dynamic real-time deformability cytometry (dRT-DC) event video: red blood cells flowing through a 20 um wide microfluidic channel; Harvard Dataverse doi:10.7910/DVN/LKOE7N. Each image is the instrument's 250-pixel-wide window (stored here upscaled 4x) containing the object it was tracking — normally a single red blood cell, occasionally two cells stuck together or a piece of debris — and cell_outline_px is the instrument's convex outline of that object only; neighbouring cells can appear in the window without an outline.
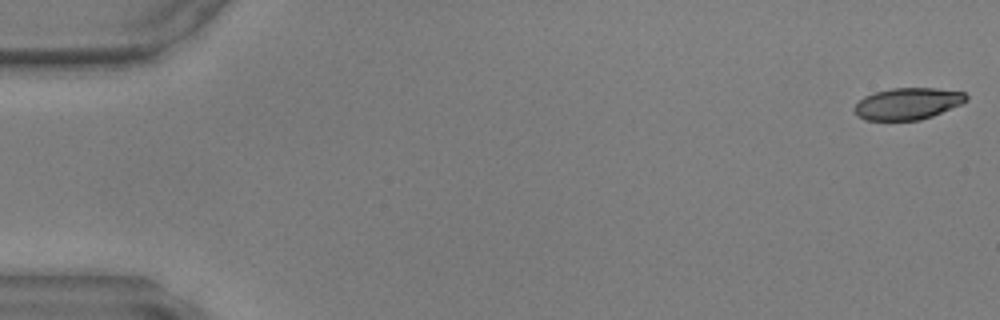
{"species": "common noctule bat (a hibernating species)", "species_latin": "Nyctalus noctula", "temperature_condition": "warm", "stored_images_in_passage": 48, "camera_frame_rate_fps": 3000, "um_per_image_px": 0.085, "animal": {"sex": "male", "body_mass_g": 17.9, "forearm_length_mm": 54.2}, "frame": {"image": 1, "passage_image": 1, "time_ms": 0.0, "image_size_px": [1000, 320], "cell_outline_px": [[968, 100], [960, 104], [932, 116], [920, 120], [864, 120], [852, 108], [864, 96], [876, 92], [892, 88], [936, 88], [964, 92], [968, 96]], "centroid_in_image_um": [77.16, 8.81], "position_along_channel_um": 7.8, "area_um2": 20.52}}
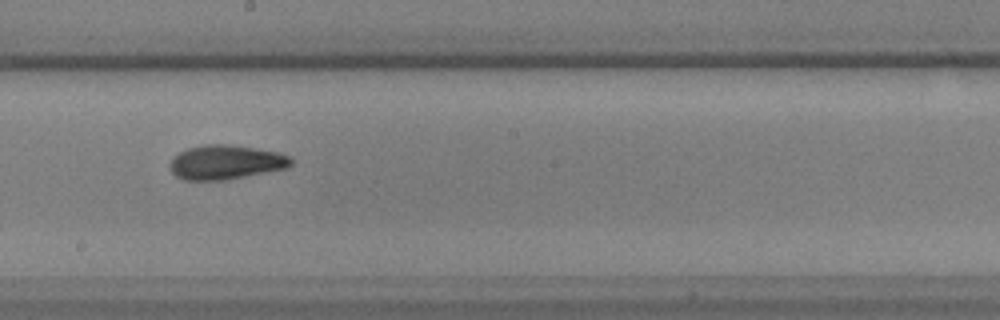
{"frame": {"image": 2, "passage_image": 27, "time_ms": 8.667, "image_size_px": [1000, 320], "cell_outline_px": [[292, 164], [288, 168], [224, 180], [184, 180], [176, 176], [172, 172], [172, 160], [180, 152], [188, 148], [204, 144], [224, 144], [280, 152], [292, 156]], "centroid_in_image_um": [19.25, 13.79], "position_along_channel_um": 229.0, "area_um2": 23.99}}
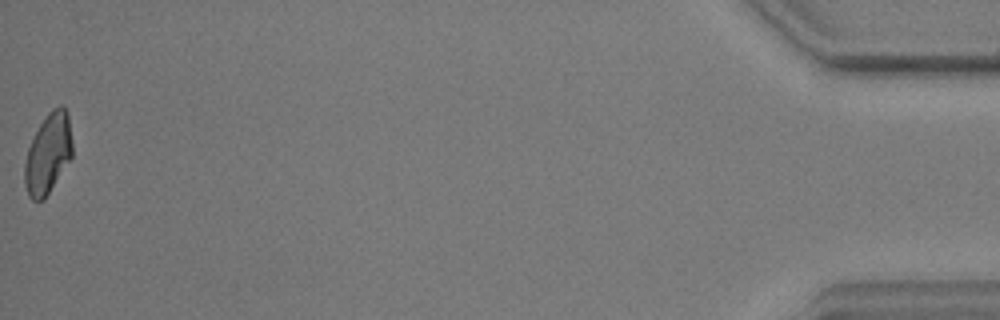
{"frame": {"image": 3, "passage_image": 48, "time_ms": 15.667, "image_size_px": [1000, 320], "cell_outline_px": [[72, 156], [44, 200], [32, 200], [28, 196], [24, 184], [24, 164], [28, 148], [40, 124], [48, 112], [52, 108], [60, 104], [64, 104], [68, 112], [72, 140]], "centroid_in_image_um": [4.09, 13.03], "position_along_channel_um": 431.1, "area_um2": 22.37}}